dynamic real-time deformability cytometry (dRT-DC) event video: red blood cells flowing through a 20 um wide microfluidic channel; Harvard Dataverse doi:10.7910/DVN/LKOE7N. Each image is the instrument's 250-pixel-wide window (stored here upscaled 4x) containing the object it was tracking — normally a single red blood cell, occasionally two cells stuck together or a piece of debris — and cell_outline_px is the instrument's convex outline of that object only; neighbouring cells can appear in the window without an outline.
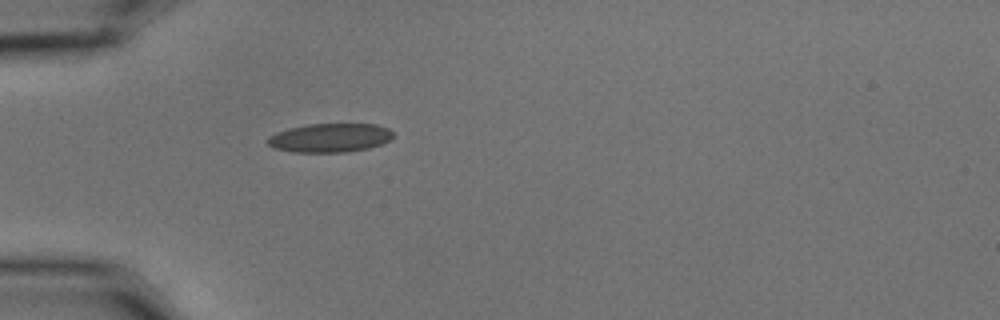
{"species": "common noctule bat (a hibernating species)", "species_latin": "Nyctalus noctula", "temperature_condition": "cold", "stored_images_in_passage": 1, "camera_frame_rate_fps": 3000, "um_per_image_px": 0.085, "animal": {"sex": "male", "body_mass_g": 15.6}, "frame": {"image": 1, "passage_image": 1, "time_ms": 0.0, "image_size_px": [1000, 320], "cell_outline_px": [[396, 136], [392, 140], [368, 148], [348, 152], [292, 152], [272, 148], [268, 144], [268, 136], [276, 132], [288, 128], [308, 124], [376, 124], [388, 128]], "centroid_in_image_um": [28.05, 11.71], "position_along_channel_um": 56.9, "area_um2": 21.33}}